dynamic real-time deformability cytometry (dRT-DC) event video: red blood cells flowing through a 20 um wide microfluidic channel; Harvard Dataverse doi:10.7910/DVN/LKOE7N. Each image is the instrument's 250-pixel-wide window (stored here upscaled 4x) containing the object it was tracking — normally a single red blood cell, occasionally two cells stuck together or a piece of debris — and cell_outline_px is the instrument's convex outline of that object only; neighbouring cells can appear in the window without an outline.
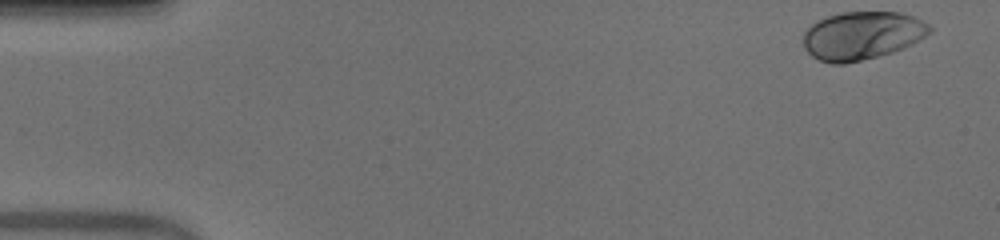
{"species": "human", "species_latin": "Homo sapiens", "temperature_condition": "warm", "stored_images_in_passage": 43, "camera_frame_rate_fps": 3000, "um_per_image_px": 0.085, "donor": {"sex": "male"}, "frame": {"image": 1, "passage_image": 1, "time_ms": 0.0, "image_size_px": [1000, 240], "cell_outline_px": [[932, 32], [912, 44], [892, 52], [844, 64], [832, 64], [820, 60], [812, 56], [804, 48], [804, 32], [812, 24], [828, 16], [840, 12], [900, 12], [912, 16], [928, 24], [932, 28]], "centroid_in_image_um": [73.28, 3.02], "position_along_channel_um": 11.7, "area_um2": 35.2}}
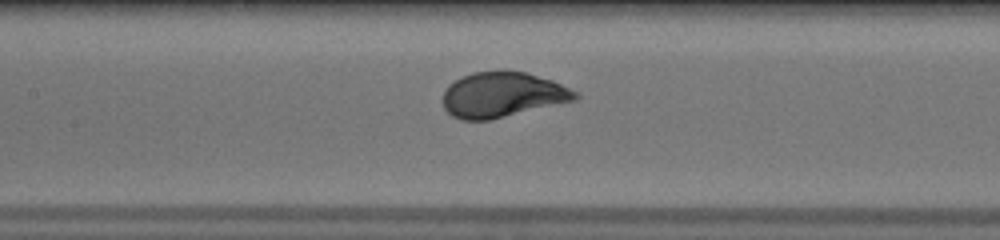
{"frame": {"image": 2, "passage_image": 23, "time_ms": 7.333, "image_size_px": [1000, 240], "cell_outline_px": [[580, 96], [576, 100], [488, 120], [460, 120], [452, 116], [444, 108], [444, 92], [448, 84], [460, 76], [472, 72], [524, 72], [552, 80], [576, 92]], "centroid_in_image_um": [42.67, 8.06], "position_along_channel_um": 164.7, "area_um2": 34.39}}
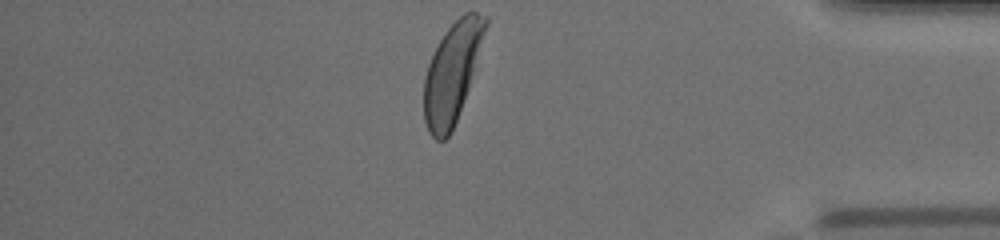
{"frame": {"image": 3, "passage_image": 43, "time_ms": 14.0, "image_size_px": [1000, 240], "cell_outline_px": [[488, 24], [468, 88], [452, 132], [444, 140], [436, 140], [428, 132], [424, 120], [424, 76], [428, 64], [440, 40], [448, 28], [464, 12], [476, 12], [488, 16]], "centroid_in_image_um": [38.42, 6.19], "position_along_channel_um": 396.8, "area_um2": 35.2}, "authors_computed_cell_mechanics": {"area_um2": 34.969, "velocity_mm_per_s": 3.9391, "shape_relaxation_time_tau1_ms": 2.2112, "shape_relaxation_time_tau2_ms": null, "deformation_change_tau1": 0.1558, "deformation_change_tau2": null}}